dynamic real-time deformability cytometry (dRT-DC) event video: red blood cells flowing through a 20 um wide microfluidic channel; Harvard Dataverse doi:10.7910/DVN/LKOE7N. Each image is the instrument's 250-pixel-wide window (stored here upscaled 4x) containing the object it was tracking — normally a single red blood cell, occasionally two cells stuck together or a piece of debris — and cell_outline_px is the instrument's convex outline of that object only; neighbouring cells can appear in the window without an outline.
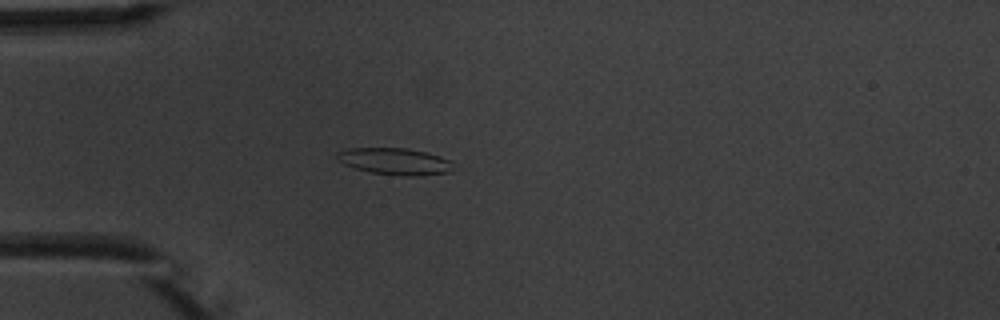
{"species": "common noctule bat (a hibernating species)", "species_latin": "Nyctalus noctula", "temperature_condition": "warm", "stored_images_in_passage": 4, "camera_frame_rate_fps": 3000, "um_per_image_px": 0.085, "animal": {"sex": "male", "body_mass_g": 20.1, "forearm_length_mm": 53.5}, "frame": {"image": 1, "passage_image": 3, "time_ms": 2.333, "image_size_px": [1000, 320], "cell_outline_px": [[452, 172], [420, 176], [404, 176], [372, 172], [356, 168], [344, 164], [336, 156], [336, 152], [348, 148], [408, 148], [440, 156], [452, 160]], "centroid_in_image_um": [33.61, 13.71], "position_along_channel_um": 51.4, "area_um2": 18.09}}